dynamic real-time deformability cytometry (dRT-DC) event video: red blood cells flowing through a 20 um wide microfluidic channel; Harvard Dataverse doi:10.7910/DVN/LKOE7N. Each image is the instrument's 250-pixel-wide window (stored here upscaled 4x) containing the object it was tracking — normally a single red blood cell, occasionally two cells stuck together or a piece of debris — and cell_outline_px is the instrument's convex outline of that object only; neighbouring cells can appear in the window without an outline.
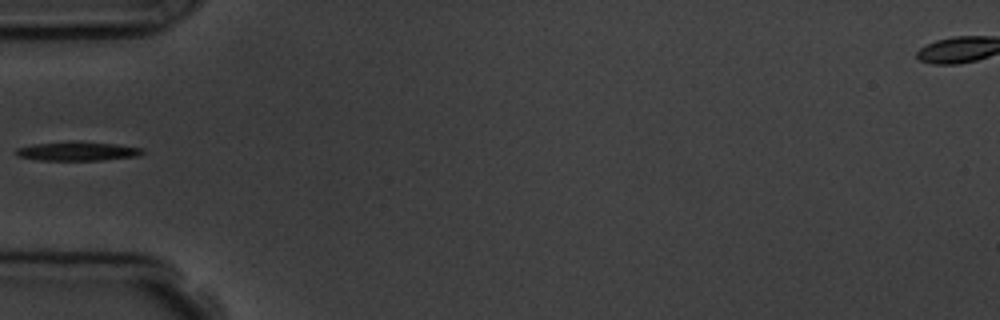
{"species": "common noctule bat (a hibernating species)", "species_latin": "Nyctalus noctula", "temperature_condition": "room temperature", "stored_images_in_passage": 2, "camera_frame_rate_fps": 3000, "um_per_image_px": 0.085, "animal": {"sex": "male", "body_mass_g": 19.5, "forearm_length_mm": 54.6}, "frame": {"image": 1, "passage_image": 2, "time_ms": 1.0, "image_size_px": [1000, 320], "cell_outline_px": [[144, 152], [136, 156], [100, 160], [40, 160], [16, 156], [16, 148], [32, 144], [72, 140], [80, 140], [116, 144], [144, 148]], "centroid_in_image_um": [6.56, 12.83], "position_along_channel_um": 78.4, "area_um2": 14.28}}